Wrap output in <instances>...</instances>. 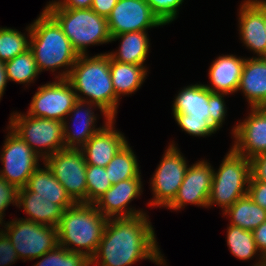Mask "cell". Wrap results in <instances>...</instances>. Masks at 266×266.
Segmentation results:
<instances>
[{
  "instance_id": "obj_12",
  "label": "cell",
  "mask_w": 266,
  "mask_h": 266,
  "mask_svg": "<svg viewBox=\"0 0 266 266\" xmlns=\"http://www.w3.org/2000/svg\"><path fill=\"white\" fill-rule=\"evenodd\" d=\"M78 100L67 79H56L38 87L27 114L51 120L64 121Z\"/></svg>"
},
{
  "instance_id": "obj_35",
  "label": "cell",
  "mask_w": 266,
  "mask_h": 266,
  "mask_svg": "<svg viewBox=\"0 0 266 266\" xmlns=\"http://www.w3.org/2000/svg\"><path fill=\"white\" fill-rule=\"evenodd\" d=\"M152 10V12L159 18V20L167 25L174 21L179 14V7L184 0H145Z\"/></svg>"
},
{
  "instance_id": "obj_27",
  "label": "cell",
  "mask_w": 266,
  "mask_h": 266,
  "mask_svg": "<svg viewBox=\"0 0 266 266\" xmlns=\"http://www.w3.org/2000/svg\"><path fill=\"white\" fill-rule=\"evenodd\" d=\"M223 216H229V224L253 231L266 222V210L256 204L248 194L228 207Z\"/></svg>"
},
{
  "instance_id": "obj_37",
  "label": "cell",
  "mask_w": 266,
  "mask_h": 266,
  "mask_svg": "<svg viewBox=\"0 0 266 266\" xmlns=\"http://www.w3.org/2000/svg\"><path fill=\"white\" fill-rule=\"evenodd\" d=\"M18 191L19 189L8 183L0 176V220L3 222L5 217L4 212L10 204L18 205Z\"/></svg>"
},
{
  "instance_id": "obj_32",
  "label": "cell",
  "mask_w": 266,
  "mask_h": 266,
  "mask_svg": "<svg viewBox=\"0 0 266 266\" xmlns=\"http://www.w3.org/2000/svg\"><path fill=\"white\" fill-rule=\"evenodd\" d=\"M37 259L40 261L33 266H91L90 259L84 254L68 251L59 245Z\"/></svg>"
},
{
  "instance_id": "obj_6",
  "label": "cell",
  "mask_w": 266,
  "mask_h": 266,
  "mask_svg": "<svg viewBox=\"0 0 266 266\" xmlns=\"http://www.w3.org/2000/svg\"><path fill=\"white\" fill-rule=\"evenodd\" d=\"M251 161L232 148L225 155L217 171H213L208 207H221L223 212L248 194Z\"/></svg>"
},
{
  "instance_id": "obj_23",
  "label": "cell",
  "mask_w": 266,
  "mask_h": 266,
  "mask_svg": "<svg viewBox=\"0 0 266 266\" xmlns=\"http://www.w3.org/2000/svg\"><path fill=\"white\" fill-rule=\"evenodd\" d=\"M17 207H22L28 215L24 219L53 227L58 226L64 211L59 205L44 197H35V193L29 192L26 188L18 191Z\"/></svg>"
},
{
  "instance_id": "obj_11",
  "label": "cell",
  "mask_w": 266,
  "mask_h": 266,
  "mask_svg": "<svg viewBox=\"0 0 266 266\" xmlns=\"http://www.w3.org/2000/svg\"><path fill=\"white\" fill-rule=\"evenodd\" d=\"M43 162L75 203H86V159L81 149L65 148Z\"/></svg>"
},
{
  "instance_id": "obj_9",
  "label": "cell",
  "mask_w": 266,
  "mask_h": 266,
  "mask_svg": "<svg viewBox=\"0 0 266 266\" xmlns=\"http://www.w3.org/2000/svg\"><path fill=\"white\" fill-rule=\"evenodd\" d=\"M169 144L151 178L153 199L148 203L151 208H166L174 200L189 166L177 145L173 141Z\"/></svg>"
},
{
  "instance_id": "obj_31",
  "label": "cell",
  "mask_w": 266,
  "mask_h": 266,
  "mask_svg": "<svg viewBox=\"0 0 266 266\" xmlns=\"http://www.w3.org/2000/svg\"><path fill=\"white\" fill-rule=\"evenodd\" d=\"M25 30L27 35L17 29L0 27V61H9L30 48V25Z\"/></svg>"
},
{
  "instance_id": "obj_14",
  "label": "cell",
  "mask_w": 266,
  "mask_h": 266,
  "mask_svg": "<svg viewBox=\"0 0 266 266\" xmlns=\"http://www.w3.org/2000/svg\"><path fill=\"white\" fill-rule=\"evenodd\" d=\"M213 171V167L207 160H199L188 166L176 197L166 209L178 211L187 204L208 208Z\"/></svg>"
},
{
  "instance_id": "obj_43",
  "label": "cell",
  "mask_w": 266,
  "mask_h": 266,
  "mask_svg": "<svg viewBox=\"0 0 266 266\" xmlns=\"http://www.w3.org/2000/svg\"><path fill=\"white\" fill-rule=\"evenodd\" d=\"M118 0H93L91 9L100 16L107 18Z\"/></svg>"
},
{
  "instance_id": "obj_18",
  "label": "cell",
  "mask_w": 266,
  "mask_h": 266,
  "mask_svg": "<svg viewBox=\"0 0 266 266\" xmlns=\"http://www.w3.org/2000/svg\"><path fill=\"white\" fill-rule=\"evenodd\" d=\"M96 107L105 119H111L97 104L79 99L76 101L67 116L71 115L69 119L73 122L74 128L69 125V120L63 121L65 148L80 149L102 128L101 126L95 128L97 114H94L93 110Z\"/></svg>"
},
{
  "instance_id": "obj_20",
  "label": "cell",
  "mask_w": 266,
  "mask_h": 266,
  "mask_svg": "<svg viewBox=\"0 0 266 266\" xmlns=\"http://www.w3.org/2000/svg\"><path fill=\"white\" fill-rule=\"evenodd\" d=\"M245 57L236 55L218 56L209 67L210 85H205L211 92L233 94L237 92L242 75Z\"/></svg>"
},
{
  "instance_id": "obj_15",
  "label": "cell",
  "mask_w": 266,
  "mask_h": 266,
  "mask_svg": "<svg viewBox=\"0 0 266 266\" xmlns=\"http://www.w3.org/2000/svg\"><path fill=\"white\" fill-rule=\"evenodd\" d=\"M142 179L130 178L113 184L94 204L102 215L110 218H129L147 214L145 211L128 207L142 191Z\"/></svg>"
},
{
  "instance_id": "obj_8",
  "label": "cell",
  "mask_w": 266,
  "mask_h": 266,
  "mask_svg": "<svg viewBox=\"0 0 266 266\" xmlns=\"http://www.w3.org/2000/svg\"><path fill=\"white\" fill-rule=\"evenodd\" d=\"M4 225L1 230L24 261L35 260L58 245L57 227L17 217Z\"/></svg>"
},
{
  "instance_id": "obj_28",
  "label": "cell",
  "mask_w": 266,
  "mask_h": 266,
  "mask_svg": "<svg viewBox=\"0 0 266 266\" xmlns=\"http://www.w3.org/2000/svg\"><path fill=\"white\" fill-rule=\"evenodd\" d=\"M129 145L127 142L105 167L112 185L130 178H141L137 156Z\"/></svg>"
},
{
  "instance_id": "obj_40",
  "label": "cell",
  "mask_w": 266,
  "mask_h": 266,
  "mask_svg": "<svg viewBox=\"0 0 266 266\" xmlns=\"http://www.w3.org/2000/svg\"><path fill=\"white\" fill-rule=\"evenodd\" d=\"M251 161V176L261 182H266V152L255 155Z\"/></svg>"
},
{
  "instance_id": "obj_25",
  "label": "cell",
  "mask_w": 266,
  "mask_h": 266,
  "mask_svg": "<svg viewBox=\"0 0 266 266\" xmlns=\"http://www.w3.org/2000/svg\"><path fill=\"white\" fill-rule=\"evenodd\" d=\"M208 101L209 89L204 84H190L176 95L172 113L191 114V117L205 118L210 121L211 106Z\"/></svg>"
},
{
  "instance_id": "obj_7",
  "label": "cell",
  "mask_w": 266,
  "mask_h": 266,
  "mask_svg": "<svg viewBox=\"0 0 266 266\" xmlns=\"http://www.w3.org/2000/svg\"><path fill=\"white\" fill-rule=\"evenodd\" d=\"M9 127L18 134L44 161L48 156L65 149L63 122L13 112Z\"/></svg>"
},
{
  "instance_id": "obj_13",
  "label": "cell",
  "mask_w": 266,
  "mask_h": 266,
  "mask_svg": "<svg viewBox=\"0 0 266 266\" xmlns=\"http://www.w3.org/2000/svg\"><path fill=\"white\" fill-rule=\"evenodd\" d=\"M107 22L111 37L164 26L145 0H118Z\"/></svg>"
},
{
  "instance_id": "obj_4",
  "label": "cell",
  "mask_w": 266,
  "mask_h": 266,
  "mask_svg": "<svg viewBox=\"0 0 266 266\" xmlns=\"http://www.w3.org/2000/svg\"><path fill=\"white\" fill-rule=\"evenodd\" d=\"M108 220L95 204L75 203L63 211L57 226L58 245L91 259L103 237Z\"/></svg>"
},
{
  "instance_id": "obj_39",
  "label": "cell",
  "mask_w": 266,
  "mask_h": 266,
  "mask_svg": "<svg viewBox=\"0 0 266 266\" xmlns=\"http://www.w3.org/2000/svg\"><path fill=\"white\" fill-rule=\"evenodd\" d=\"M248 196L260 207L266 210V182L255 180L250 176Z\"/></svg>"
},
{
  "instance_id": "obj_21",
  "label": "cell",
  "mask_w": 266,
  "mask_h": 266,
  "mask_svg": "<svg viewBox=\"0 0 266 266\" xmlns=\"http://www.w3.org/2000/svg\"><path fill=\"white\" fill-rule=\"evenodd\" d=\"M238 91L250 108L266 107V57L245 58Z\"/></svg>"
},
{
  "instance_id": "obj_36",
  "label": "cell",
  "mask_w": 266,
  "mask_h": 266,
  "mask_svg": "<svg viewBox=\"0 0 266 266\" xmlns=\"http://www.w3.org/2000/svg\"><path fill=\"white\" fill-rule=\"evenodd\" d=\"M229 94L226 93H218V92H211L209 90V101L208 104L211 106V113H210V122L213 126L219 130L223 122L225 121L227 107L224 100V97Z\"/></svg>"
},
{
  "instance_id": "obj_5",
  "label": "cell",
  "mask_w": 266,
  "mask_h": 266,
  "mask_svg": "<svg viewBox=\"0 0 266 266\" xmlns=\"http://www.w3.org/2000/svg\"><path fill=\"white\" fill-rule=\"evenodd\" d=\"M60 25L78 55L87 47L111 43L107 18L89 9L44 8Z\"/></svg>"
},
{
  "instance_id": "obj_17",
  "label": "cell",
  "mask_w": 266,
  "mask_h": 266,
  "mask_svg": "<svg viewBox=\"0 0 266 266\" xmlns=\"http://www.w3.org/2000/svg\"><path fill=\"white\" fill-rule=\"evenodd\" d=\"M238 13L239 36L243 45L257 57H266L264 0H244Z\"/></svg>"
},
{
  "instance_id": "obj_46",
  "label": "cell",
  "mask_w": 266,
  "mask_h": 266,
  "mask_svg": "<svg viewBox=\"0 0 266 266\" xmlns=\"http://www.w3.org/2000/svg\"><path fill=\"white\" fill-rule=\"evenodd\" d=\"M264 29L266 32V0H264Z\"/></svg>"
},
{
  "instance_id": "obj_44",
  "label": "cell",
  "mask_w": 266,
  "mask_h": 266,
  "mask_svg": "<svg viewBox=\"0 0 266 266\" xmlns=\"http://www.w3.org/2000/svg\"><path fill=\"white\" fill-rule=\"evenodd\" d=\"M8 78L6 74V69H5V62L0 61V100L3 97L7 83H8Z\"/></svg>"
},
{
  "instance_id": "obj_33",
  "label": "cell",
  "mask_w": 266,
  "mask_h": 266,
  "mask_svg": "<svg viewBox=\"0 0 266 266\" xmlns=\"http://www.w3.org/2000/svg\"><path fill=\"white\" fill-rule=\"evenodd\" d=\"M104 167L86 166V203L94 204L111 186Z\"/></svg>"
},
{
  "instance_id": "obj_10",
  "label": "cell",
  "mask_w": 266,
  "mask_h": 266,
  "mask_svg": "<svg viewBox=\"0 0 266 266\" xmlns=\"http://www.w3.org/2000/svg\"><path fill=\"white\" fill-rule=\"evenodd\" d=\"M0 161V176L18 189L25 188L30 176L40 166V156L9 126Z\"/></svg>"
},
{
  "instance_id": "obj_45",
  "label": "cell",
  "mask_w": 266,
  "mask_h": 266,
  "mask_svg": "<svg viewBox=\"0 0 266 266\" xmlns=\"http://www.w3.org/2000/svg\"><path fill=\"white\" fill-rule=\"evenodd\" d=\"M253 266H266V264L264 263V258L260 256L258 262L256 261V263L253 264Z\"/></svg>"
},
{
  "instance_id": "obj_2",
  "label": "cell",
  "mask_w": 266,
  "mask_h": 266,
  "mask_svg": "<svg viewBox=\"0 0 266 266\" xmlns=\"http://www.w3.org/2000/svg\"><path fill=\"white\" fill-rule=\"evenodd\" d=\"M67 80L79 100L97 104L110 118H116L120 100L115 95L106 52L92 57L79 55Z\"/></svg>"
},
{
  "instance_id": "obj_26",
  "label": "cell",
  "mask_w": 266,
  "mask_h": 266,
  "mask_svg": "<svg viewBox=\"0 0 266 266\" xmlns=\"http://www.w3.org/2000/svg\"><path fill=\"white\" fill-rule=\"evenodd\" d=\"M110 73L116 97L131 95L144 83L148 70L146 66L121 63L110 58Z\"/></svg>"
},
{
  "instance_id": "obj_30",
  "label": "cell",
  "mask_w": 266,
  "mask_h": 266,
  "mask_svg": "<svg viewBox=\"0 0 266 266\" xmlns=\"http://www.w3.org/2000/svg\"><path fill=\"white\" fill-rule=\"evenodd\" d=\"M226 236L228 249L237 259L248 261L260 253L252 231L229 224Z\"/></svg>"
},
{
  "instance_id": "obj_24",
  "label": "cell",
  "mask_w": 266,
  "mask_h": 266,
  "mask_svg": "<svg viewBox=\"0 0 266 266\" xmlns=\"http://www.w3.org/2000/svg\"><path fill=\"white\" fill-rule=\"evenodd\" d=\"M147 31H133L114 35L111 42L120 40L118 50L108 52L111 59L121 63L144 65L149 55L150 41Z\"/></svg>"
},
{
  "instance_id": "obj_41",
  "label": "cell",
  "mask_w": 266,
  "mask_h": 266,
  "mask_svg": "<svg viewBox=\"0 0 266 266\" xmlns=\"http://www.w3.org/2000/svg\"><path fill=\"white\" fill-rule=\"evenodd\" d=\"M93 0H52L44 8L89 9Z\"/></svg>"
},
{
  "instance_id": "obj_29",
  "label": "cell",
  "mask_w": 266,
  "mask_h": 266,
  "mask_svg": "<svg viewBox=\"0 0 266 266\" xmlns=\"http://www.w3.org/2000/svg\"><path fill=\"white\" fill-rule=\"evenodd\" d=\"M5 69L8 81L26 84V87L33 83L40 74L33 52L30 49L6 61Z\"/></svg>"
},
{
  "instance_id": "obj_42",
  "label": "cell",
  "mask_w": 266,
  "mask_h": 266,
  "mask_svg": "<svg viewBox=\"0 0 266 266\" xmlns=\"http://www.w3.org/2000/svg\"><path fill=\"white\" fill-rule=\"evenodd\" d=\"M254 241L260 254L258 256L266 257V222L260 224L253 231Z\"/></svg>"
},
{
  "instance_id": "obj_19",
  "label": "cell",
  "mask_w": 266,
  "mask_h": 266,
  "mask_svg": "<svg viewBox=\"0 0 266 266\" xmlns=\"http://www.w3.org/2000/svg\"><path fill=\"white\" fill-rule=\"evenodd\" d=\"M115 119H105L102 128L80 149L87 165L106 167L128 142L123 133L114 128Z\"/></svg>"
},
{
  "instance_id": "obj_38",
  "label": "cell",
  "mask_w": 266,
  "mask_h": 266,
  "mask_svg": "<svg viewBox=\"0 0 266 266\" xmlns=\"http://www.w3.org/2000/svg\"><path fill=\"white\" fill-rule=\"evenodd\" d=\"M19 259L18 253L7 235L0 231V266L14 264Z\"/></svg>"
},
{
  "instance_id": "obj_16",
  "label": "cell",
  "mask_w": 266,
  "mask_h": 266,
  "mask_svg": "<svg viewBox=\"0 0 266 266\" xmlns=\"http://www.w3.org/2000/svg\"><path fill=\"white\" fill-rule=\"evenodd\" d=\"M249 115L233 127L232 149L246 158L266 152V107L250 108Z\"/></svg>"
},
{
  "instance_id": "obj_47",
  "label": "cell",
  "mask_w": 266,
  "mask_h": 266,
  "mask_svg": "<svg viewBox=\"0 0 266 266\" xmlns=\"http://www.w3.org/2000/svg\"><path fill=\"white\" fill-rule=\"evenodd\" d=\"M3 223H4V222H2V221L0 220V225H1V226L3 225ZM0 231H1V228H0Z\"/></svg>"
},
{
  "instance_id": "obj_1",
  "label": "cell",
  "mask_w": 266,
  "mask_h": 266,
  "mask_svg": "<svg viewBox=\"0 0 266 266\" xmlns=\"http://www.w3.org/2000/svg\"><path fill=\"white\" fill-rule=\"evenodd\" d=\"M148 218L147 214L110 218L90 265L131 266L148 259L156 265L167 266Z\"/></svg>"
},
{
  "instance_id": "obj_22",
  "label": "cell",
  "mask_w": 266,
  "mask_h": 266,
  "mask_svg": "<svg viewBox=\"0 0 266 266\" xmlns=\"http://www.w3.org/2000/svg\"><path fill=\"white\" fill-rule=\"evenodd\" d=\"M30 176L26 189L35 193V197H44L63 210L71 207L75 202L69 197L64 187L58 182L51 169L43 162Z\"/></svg>"
},
{
  "instance_id": "obj_34",
  "label": "cell",
  "mask_w": 266,
  "mask_h": 266,
  "mask_svg": "<svg viewBox=\"0 0 266 266\" xmlns=\"http://www.w3.org/2000/svg\"><path fill=\"white\" fill-rule=\"evenodd\" d=\"M174 119L182 131L195 137H207L218 130L205 118L191 117V114L173 113Z\"/></svg>"
},
{
  "instance_id": "obj_3",
  "label": "cell",
  "mask_w": 266,
  "mask_h": 266,
  "mask_svg": "<svg viewBox=\"0 0 266 266\" xmlns=\"http://www.w3.org/2000/svg\"><path fill=\"white\" fill-rule=\"evenodd\" d=\"M40 14L30 24L29 49L33 52L40 73L65 67L55 78L67 79L79 55L57 21L45 9Z\"/></svg>"
}]
</instances>
